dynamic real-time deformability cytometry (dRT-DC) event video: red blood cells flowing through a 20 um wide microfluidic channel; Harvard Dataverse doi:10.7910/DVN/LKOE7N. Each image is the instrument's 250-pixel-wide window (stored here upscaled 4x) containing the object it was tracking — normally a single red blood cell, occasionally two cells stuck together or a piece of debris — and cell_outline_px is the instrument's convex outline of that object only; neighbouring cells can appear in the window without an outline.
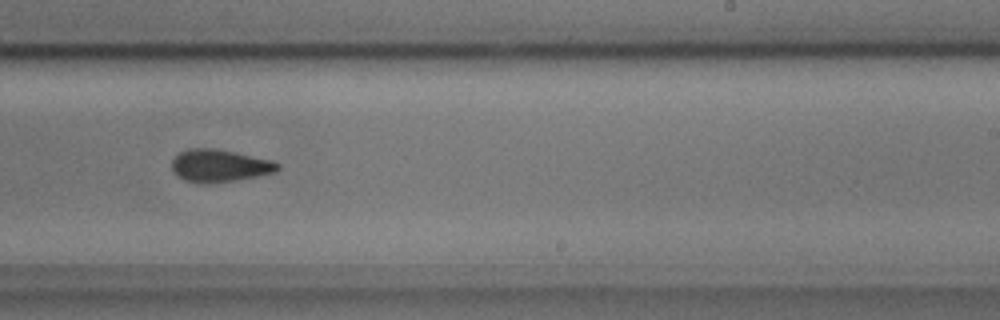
{"species": "common noctule bat (a hibernating species)", "species_latin": "Nyctalus noctula", "temperature_condition": "cold", "stored_images_in_passage": 34, "camera_frame_rate_fps": 3000, "um_per_image_px": 0.085, "animal": {"sex": "male", "body_mass_g": 17.9, "forearm_length_mm": 54.2}, "frame": {"image": 1, "passage_image": 20, "time_ms": 6.333, "image_size_px": [1000, 320], "cell_outline_px": [[280, 168], [276, 172], [236, 180], [200, 184], [184, 180], [176, 176], [172, 168], [172, 160], [180, 152], [188, 148], [212, 148], [272, 160], [280, 164]], "centroid_in_image_um": [18.64, 14.09], "position_along_channel_um": 270.4, "area_um2": 19.94}, "authors_computed_cell_mechanics": {"area_um2": 20.23, "velocity_mm_per_s": 3.6351, "shape_relaxation_time_tau1_ms": 4.744, "shape_relaxation_time_tau2_ms": 4.0139, "deformation_change_tau1": 0.1159, "deformation_change_tau2": 0.1104}}